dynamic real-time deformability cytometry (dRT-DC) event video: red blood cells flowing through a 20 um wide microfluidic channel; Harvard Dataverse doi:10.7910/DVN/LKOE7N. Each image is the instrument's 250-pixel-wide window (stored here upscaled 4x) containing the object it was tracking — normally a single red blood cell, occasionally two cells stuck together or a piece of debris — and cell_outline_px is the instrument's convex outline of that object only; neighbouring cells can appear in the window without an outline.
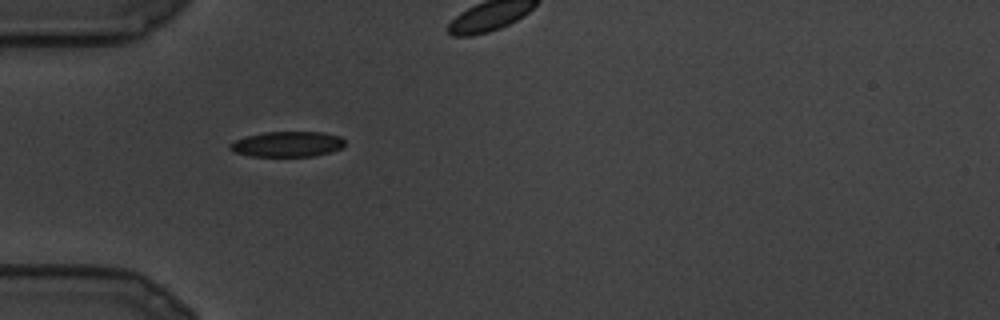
{"species": "common noctule bat (a hibernating species)", "species_latin": "Nyctalus noctula", "temperature_condition": "cold", "stored_images_in_passage": 4, "camera_frame_rate_fps": 3000, "um_per_image_px": 0.085, "animal": {"sex": "male", "body_mass_g": 19.5, "forearm_length_mm": 54.6}, "frame": {"image": 1, "passage_image": 1, "time_ms": 0.0, "image_size_px": [1000, 320], "cell_outline_px": [[344, 148], [332, 152], [312, 156], [248, 156], [232, 152], [228, 148], [228, 144], [244, 136], [264, 132], [324, 132], [340, 136], [344, 140]], "centroid_in_image_um": [24.4, 12.25], "position_along_channel_um": 60.6, "area_um2": 17.28}}
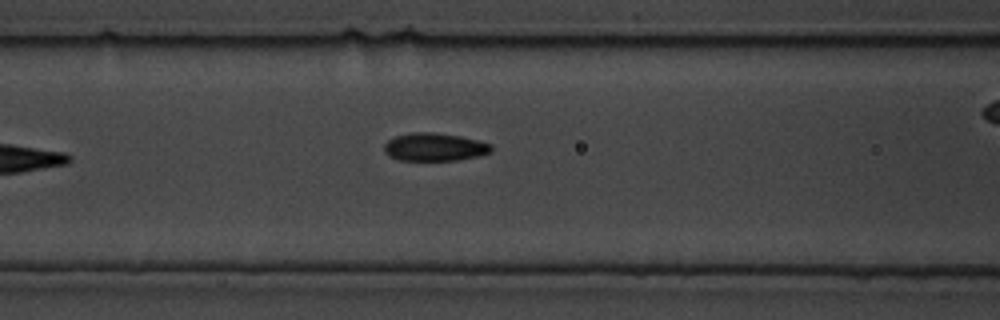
{"frame": {"image": 2, "passage_image": 4, "time_ms": 1.0, "image_size_px": [1000, 320], "cell_outline_px": [[492, 152], [480, 156], [456, 160], [400, 160], [388, 156], [384, 152], [384, 144], [388, 140], [396, 136], [412, 132], [432, 132], [460, 136], [492, 144]], "centroid_in_image_um": [36.94, 12.5], "position_along_channel_um": 129.7, "area_um2": 17.51}}